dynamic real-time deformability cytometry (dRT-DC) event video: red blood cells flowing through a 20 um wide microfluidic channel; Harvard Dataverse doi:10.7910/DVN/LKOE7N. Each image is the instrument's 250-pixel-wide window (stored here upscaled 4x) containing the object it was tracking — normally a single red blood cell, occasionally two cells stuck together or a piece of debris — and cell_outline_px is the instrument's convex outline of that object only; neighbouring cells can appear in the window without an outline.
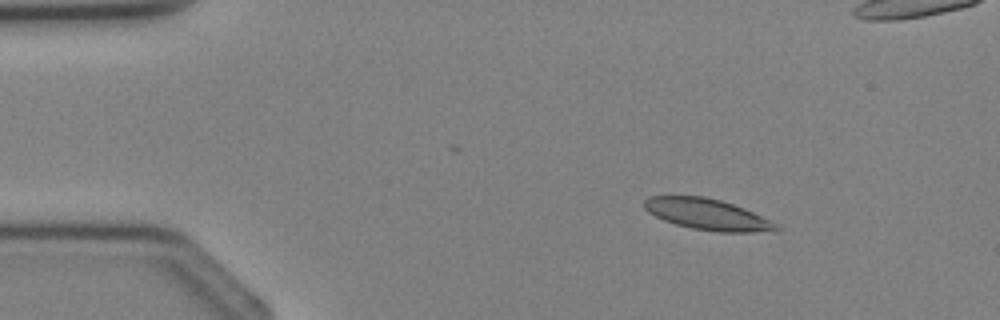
{"species": "Egyptian fruit bat (a non-hibernating species)", "species_latin": "Rousettus aegyptiacus", "temperature_condition": "cold", "stored_images_in_passage": 4, "segment_of_instrument_passage": [1, 2], "camera_frame_rate_fps": 3000, "um_per_image_px": 0.085, "animal": {"sex": "female"}, "frame": {"image": 1, "passage_image": 2, "time_ms": 1.333, "image_size_px": [1000, 320], "cell_outline_px": [[780, 228], [776, 232], [720, 232], [692, 228], [676, 224], [664, 220], [648, 212], [644, 208], [644, 200], [648, 196], [704, 196], [720, 200], [744, 208], [776, 224]], "centroid_in_image_um": [60.12, 18.22], "position_along_channel_um": 24.9, "area_um2": 23.7}}